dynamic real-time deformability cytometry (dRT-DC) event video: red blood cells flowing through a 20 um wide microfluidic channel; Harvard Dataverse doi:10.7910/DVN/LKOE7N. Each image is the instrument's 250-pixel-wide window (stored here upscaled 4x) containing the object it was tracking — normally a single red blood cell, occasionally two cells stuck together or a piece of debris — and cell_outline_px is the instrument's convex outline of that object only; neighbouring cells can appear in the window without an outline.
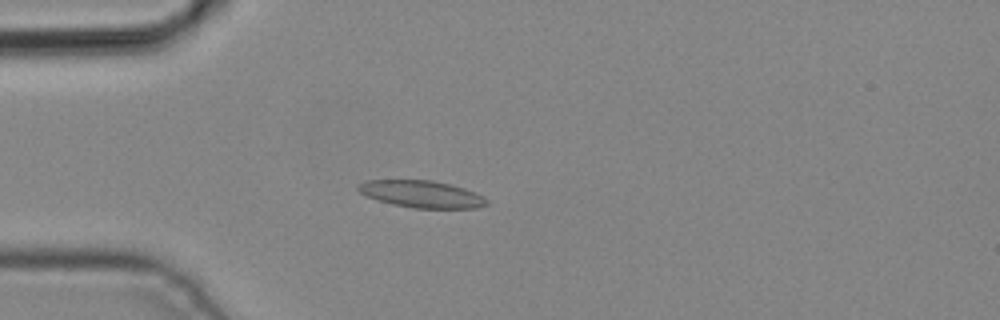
{"species": "common noctule bat (a hibernating species)", "species_latin": "Nyctalus noctula", "temperature_condition": "cold", "stored_images_in_passage": 3, "camera_frame_rate_fps": 3000, "um_per_image_px": 0.085, "animal": {"sex": "male", "body_mass_g": 19.2, "forearm_length_mm": 51.8}, "frame": {"image": 1, "passage_image": 3, "time_ms": 0.667, "image_size_px": [1000, 320], "cell_outline_px": [[488, 204], [476, 208], [416, 208], [392, 204], [376, 200], [360, 192], [356, 188], [360, 184], [368, 180], [432, 180], [452, 184], [476, 192], [484, 196], [488, 200]], "centroid_in_image_um": [35.88, 16.49], "position_along_channel_um": 49.1, "area_um2": 20.29}}